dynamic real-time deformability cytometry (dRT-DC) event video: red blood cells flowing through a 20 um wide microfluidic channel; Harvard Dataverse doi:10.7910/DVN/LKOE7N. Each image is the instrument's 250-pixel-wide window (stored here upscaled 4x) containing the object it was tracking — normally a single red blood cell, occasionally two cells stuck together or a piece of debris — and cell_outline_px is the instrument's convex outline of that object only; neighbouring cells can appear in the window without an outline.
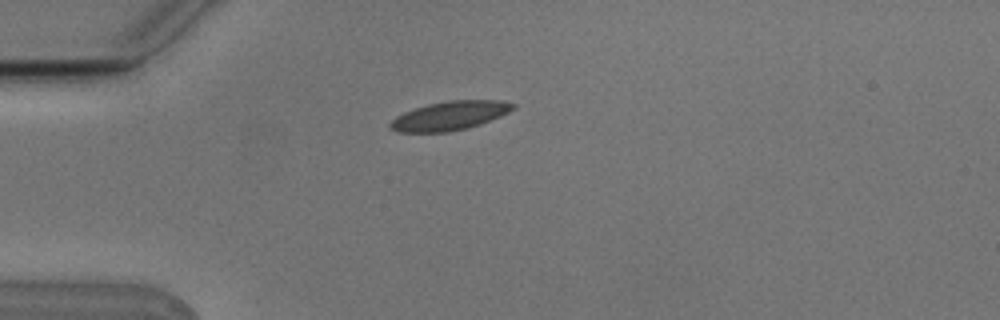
{"species": "Egyptian fruit bat (a non-hibernating species)", "species_latin": "Rousettus aegyptiacus", "temperature_condition": "cold", "stored_images_in_passage": 6, "camera_frame_rate_fps": 3000, "um_per_image_px": 0.085, "animal": {"sex": "male"}, "frame": {"image": 1, "passage_image": 2, "time_ms": 0.333, "image_size_px": [1000, 320], "cell_outline_px": [[516, 108], [500, 116], [480, 124], [468, 128], [448, 132], [396, 132], [388, 128], [388, 124], [396, 116], [404, 112], [428, 104], [448, 100], [500, 100], [516, 104]], "centroid_in_image_um": [38.22, 9.84], "position_along_channel_um": 46.8, "area_um2": 20.75}}
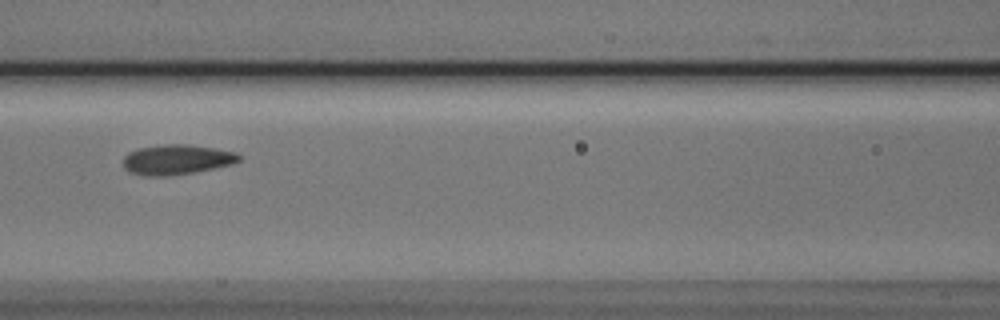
{"frame": {"image": 2, "passage_image": 5, "time_ms": 1.333, "image_size_px": [1000, 320], "cell_outline_px": [[240, 160], [232, 164], [192, 172], [164, 176], [144, 176], [132, 172], [124, 168], [124, 156], [128, 152], [140, 148], [164, 144], [188, 144], [216, 148], [236, 152], [240, 156]], "centroid_in_image_um": [15.02, 13.55], "position_along_channel_um": 151.6, "area_um2": 20.06}}
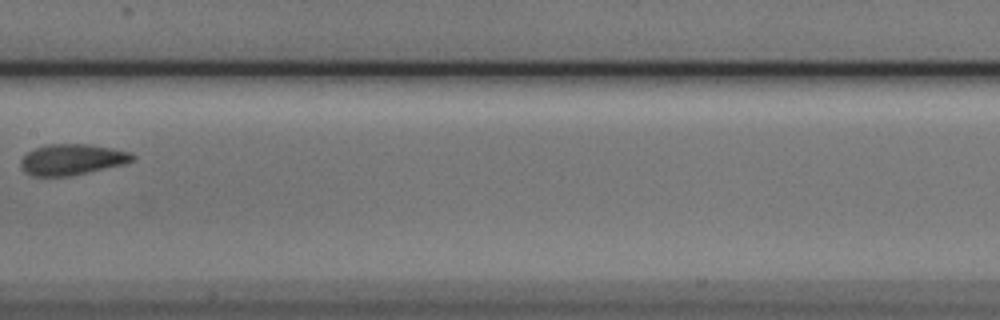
{"frame": {"image": 3, "passage_image": 6, "time_ms": 1.667, "image_size_px": [1000, 320], "cell_outline_px": [[136, 156], [132, 160], [124, 164], [88, 172], [68, 176], [32, 176], [24, 172], [20, 168], [20, 160], [28, 152], [36, 148], [48, 144], [88, 144], [112, 148], [132, 152]], "centroid_in_image_um": [6.11, 13.56], "position_along_channel_um": 201.3, "area_um2": 20.11}}